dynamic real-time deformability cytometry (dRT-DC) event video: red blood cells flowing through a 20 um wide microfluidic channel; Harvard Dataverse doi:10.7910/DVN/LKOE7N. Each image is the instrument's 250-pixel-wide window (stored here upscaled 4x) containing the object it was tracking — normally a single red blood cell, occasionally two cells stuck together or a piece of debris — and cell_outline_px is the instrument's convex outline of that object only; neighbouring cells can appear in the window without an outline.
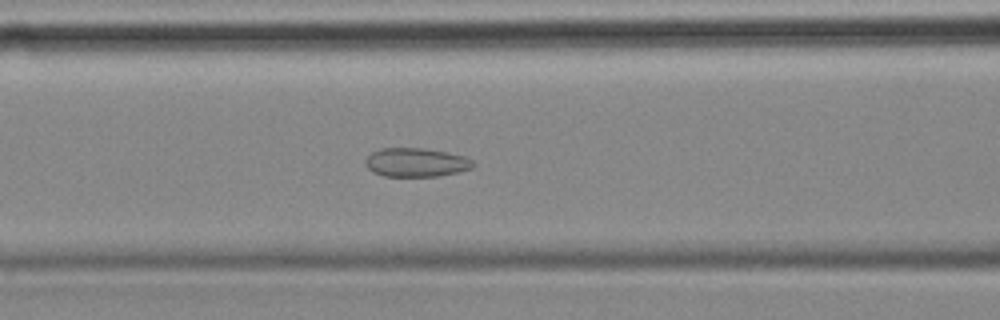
{"species": "common noctule bat (a hibernating species)", "species_latin": "Nyctalus noctula", "temperature_condition": "cold", "stored_images_in_passage": 57, "camera_frame_rate_fps": 3000, "um_per_image_px": 0.085, "animal": {"sex": "female", "body_mass_g": 18.4}, "frame": {"image": 1, "passage_image": 23, "time_ms": 7.333, "image_size_px": [1000, 320], "cell_outline_px": [[476, 164], [472, 168], [456, 172], [436, 176], [384, 176], [372, 172], [364, 164], [364, 160], [372, 152], [380, 148], [424, 148], [448, 152], [464, 156], [472, 160]], "centroid_in_image_um": [35.34, 13.8], "position_along_channel_um": 131.3, "area_um2": 18.15}}
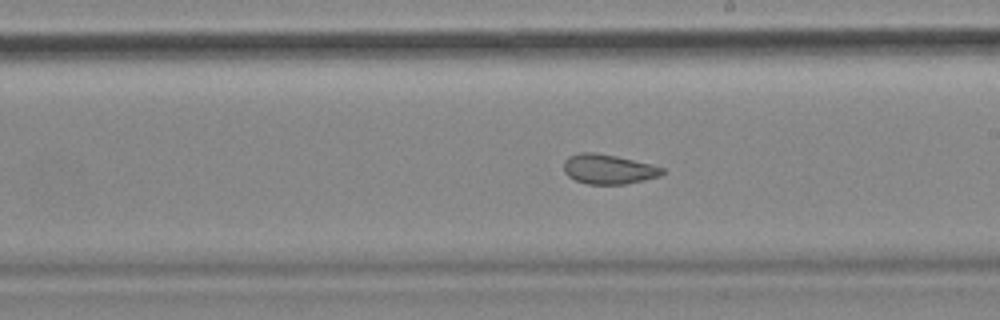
{"frame": {"image": 2, "passage_image": 32, "time_ms": 10.333, "image_size_px": [1000, 320], "cell_outline_px": [[664, 172], [660, 176], [644, 180], [624, 184], [588, 184], [576, 180], [568, 176], [564, 172], [564, 160], [568, 156], [580, 152], [596, 152], [616, 156], [652, 164], [664, 168]], "centroid_in_image_um": [51.7, 14.37], "position_along_channel_um": 237.3, "area_um2": 17.11}}
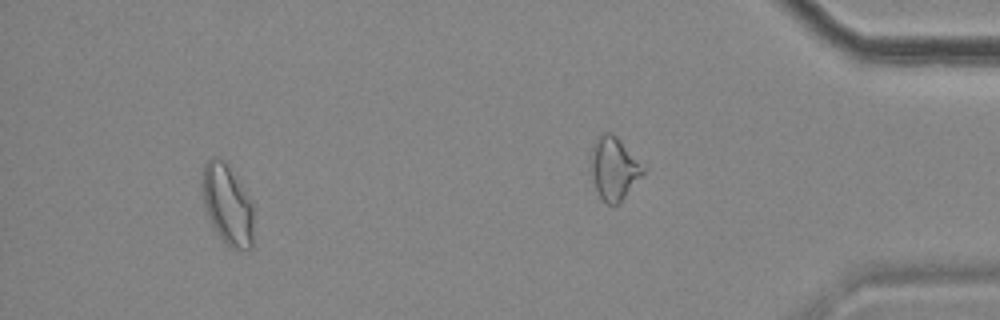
{"frame": {"image": 3, "passage_image": 53, "time_ms": 17.333, "image_size_px": [1000, 320], "cell_outline_px": [[252, 248], [232, 248], [216, 232], [208, 216], [204, 204], [200, 184], [204, 164], [212, 156], [220, 156], [224, 160], [252, 200]], "centroid_in_image_um": [19.3, 17.31], "position_along_channel_um": 415.9, "area_um2": 23.93}, "authors_computed_cell_mechanics": {"area_um2": 20.4612, "velocity_mm_per_s": 3.549, "shape_relaxation_time_tau1_ms": null, "shape_relaxation_time_tau2_ms": 2.0417, "deformation_change_tau1": null, "deformation_change_tau2": 0.081}}